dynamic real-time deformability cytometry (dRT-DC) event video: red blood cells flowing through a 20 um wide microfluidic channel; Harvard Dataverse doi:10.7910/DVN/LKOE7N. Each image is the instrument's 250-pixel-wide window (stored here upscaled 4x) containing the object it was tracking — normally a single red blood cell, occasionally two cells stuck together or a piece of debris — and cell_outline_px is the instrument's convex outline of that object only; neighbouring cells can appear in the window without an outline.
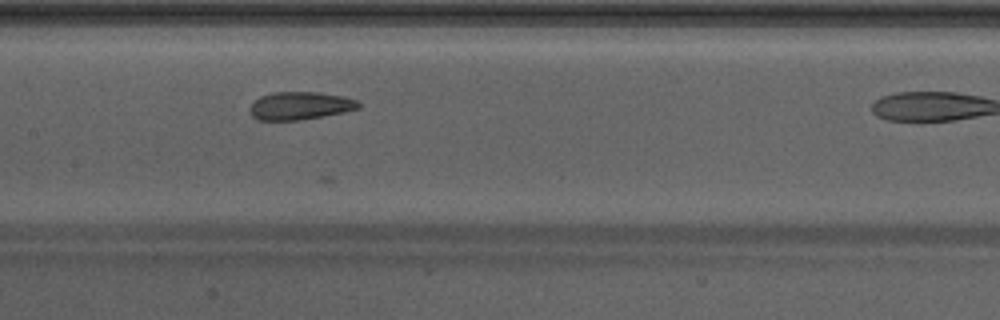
{"species": "Egyptian fruit bat (a non-hibernating species)", "species_latin": "Rousettus aegyptiacus", "temperature_condition": "warm", "stored_images_in_passage": 11, "camera_frame_rate_fps": 3000, "um_per_image_px": 0.085, "animal": {"sex": "male"}, "frame": {"image": 1, "passage_image": 10, "time_ms": 3.0, "image_size_px": [1000, 320], "cell_outline_px": [[364, 104], [360, 108], [344, 112], [324, 116], [300, 120], [256, 120], [252, 116], [248, 108], [260, 96], [272, 92], [316, 92], [344, 96], [356, 100]], "centroid_in_image_um": [25.52, 8.99], "position_along_channel_um": 181.9, "area_um2": 17.86}}